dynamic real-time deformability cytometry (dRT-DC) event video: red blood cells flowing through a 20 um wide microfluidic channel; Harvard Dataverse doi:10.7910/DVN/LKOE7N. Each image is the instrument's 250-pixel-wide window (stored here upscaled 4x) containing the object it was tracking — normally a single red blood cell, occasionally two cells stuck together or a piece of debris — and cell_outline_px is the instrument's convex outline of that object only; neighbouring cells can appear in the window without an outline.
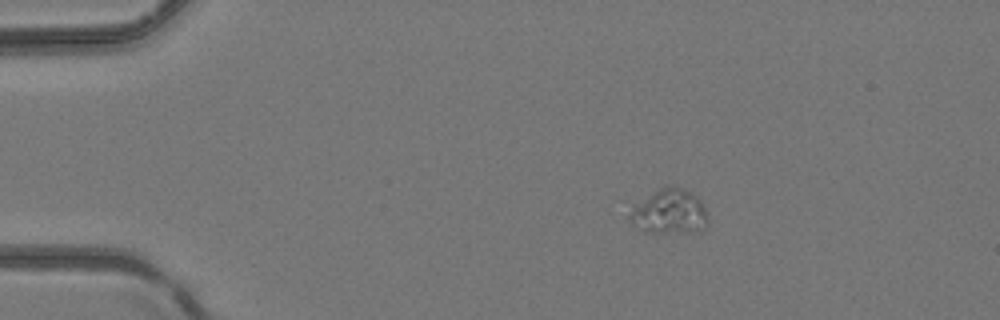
{"species": "common noctule bat (a hibernating species)", "species_latin": "Nyctalus noctula", "temperature_condition": "room temperature", "stored_images_in_passage": 3, "camera_frame_rate_fps": 3000, "um_per_image_px": 0.085, "animal": {"sex": "female", "body_mass_g": 24.6, "forearm_length_mm": 56.2}, "frame": {"image": 1, "passage_image": 1, "time_ms": 0.0, "image_size_px": [1000, 320], "cell_outline_px": [[708, 224], [700, 232], [644, 232], [632, 224], [628, 220], [628, 216], [632, 208], [636, 204], [660, 188], [668, 184], [684, 188], [696, 196], [700, 200], [708, 212]], "centroid_in_image_um": [56.93, 18.0], "position_along_channel_um": 28.1, "area_um2": 20.63}}